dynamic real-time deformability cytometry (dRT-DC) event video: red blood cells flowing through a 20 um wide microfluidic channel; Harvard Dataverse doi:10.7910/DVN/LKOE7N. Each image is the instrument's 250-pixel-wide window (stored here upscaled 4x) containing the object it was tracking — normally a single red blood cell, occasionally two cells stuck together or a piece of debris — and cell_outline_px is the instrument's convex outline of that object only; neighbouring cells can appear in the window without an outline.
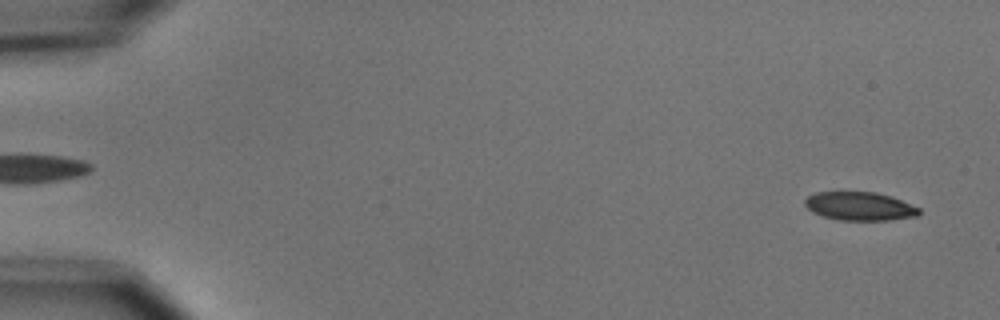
{"species": "common noctule bat (a hibernating species)", "species_latin": "Nyctalus noctula", "temperature_condition": "cold", "stored_images_in_passage": 4, "segment_of_instrument_passage": [2, 2], "camera_frame_rate_fps": 3000, "um_per_image_px": 0.085, "animal": {"sex": "male", "body_mass_g": 15.6}, "frame": {"image": 1, "passage_image": 4, "time_ms": 4.333, "image_size_px": [1000, 320], "cell_outline_px": [[920, 212], [916, 216], [888, 220], [836, 220], [812, 212], [804, 204], [804, 200], [808, 196], [816, 192], [876, 192], [892, 196], [920, 208]], "centroid_in_image_um": [73.07, 17.52], "position_along_channel_um": 11.9, "area_um2": 18.96}}